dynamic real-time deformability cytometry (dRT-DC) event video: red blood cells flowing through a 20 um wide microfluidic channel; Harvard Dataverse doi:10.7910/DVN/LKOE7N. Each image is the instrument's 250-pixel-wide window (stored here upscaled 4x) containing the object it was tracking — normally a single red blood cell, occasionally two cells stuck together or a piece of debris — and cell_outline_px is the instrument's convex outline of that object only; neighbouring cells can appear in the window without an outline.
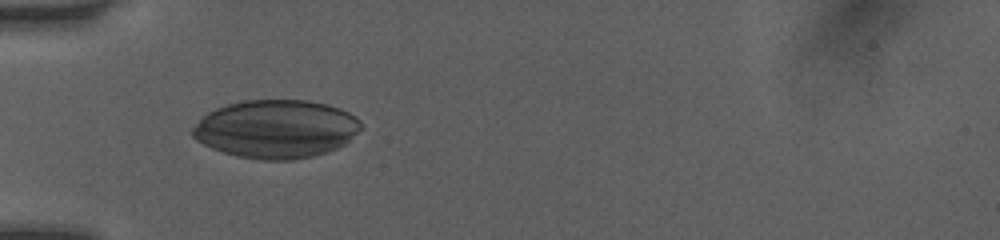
{"species": "human", "species_latin": "Homo sapiens", "temperature_condition": "room temperature", "stored_images_in_passage": 28, "camera_frame_rate_fps": 3000, "um_per_image_px": 0.085, "donor": {"sex": "female"}, "frame": {"image": 1, "passage_image": 1, "time_ms": 0.0, "image_size_px": [1000, 240], "cell_outline_px": [[360, 128], [344, 144], [336, 148], [312, 156], [292, 160], [260, 160], [236, 156], [212, 148], [196, 140], [192, 136], [192, 128], [208, 112], [216, 108], [228, 104], [244, 100], [308, 100], [328, 104], [340, 108], [348, 112], [360, 120]], "centroid_in_image_um": [23.45, 10.96], "position_along_channel_um": 61.6, "area_um2": 56.93}}
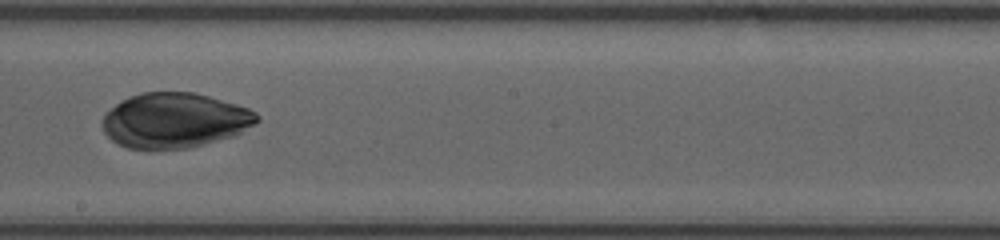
{"frame": {"image": 2, "passage_image": 14, "time_ms": 4.333, "image_size_px": [1000, 240], "cell_outline_px": [[260, 120], [240, 132], [232, 136], [188, 148], [128, 148], [116, 144], [104, 132], [104, 112], [128, 96], [140, 92], [196, 92], [236, 104], [248, 108], [256, 112], [260, 116]], "centroid_in_image_um": [14.83, 10.21], "position_along_channel_um": 233.4, "area_um2": 49.3}}
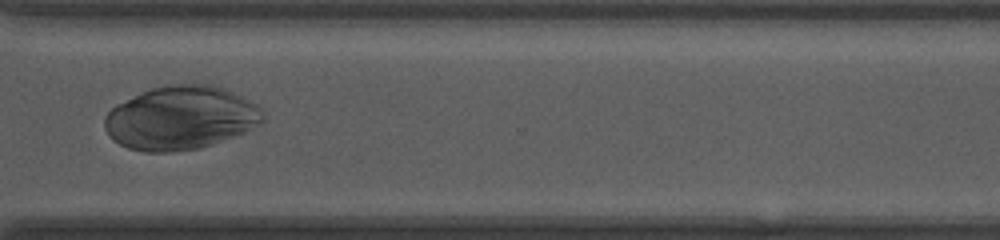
{"frame": {"image": 3, "passage_image": 23, "time_ms": 7.333, "image_size_px": [1000, 240], "cell_outline_px": [[264, 120], [244, 132], [212, 144], [200, 148], [172, 152], [144, 152], [128, 148], [112, 140], [108, 136], [104, 128], [104, 116], [116, 104], [152, 88], [172, 84], [212, 84], [232, 92], [256, 104], [264, 112]], "centroid_in_image_um": [15.32, 10.03], "position_along_channel_um": 355.3, "area_um2": 58.49}}